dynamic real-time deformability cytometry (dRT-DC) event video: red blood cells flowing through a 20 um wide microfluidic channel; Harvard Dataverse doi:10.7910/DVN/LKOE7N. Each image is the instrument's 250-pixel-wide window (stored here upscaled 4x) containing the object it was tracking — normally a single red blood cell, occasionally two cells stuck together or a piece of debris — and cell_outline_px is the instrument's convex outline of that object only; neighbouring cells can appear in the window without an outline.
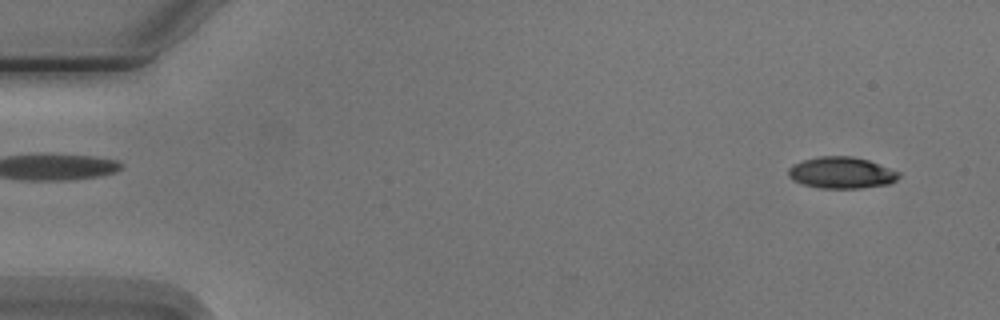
{"species": "Egyptian fruit bat (a non-hibernating species)", "species_latin": "Rousettus aegyptiacus", "temperature_condition": "cold", "stored_images_in_passage": 7, "camera_frame_rate_fps": 3000, "um_per_image_px": 0.085, "animal": {"sex": "male"}, "frame": {"image": 1, "passage_image": 1, "time_ms": 0.0, "image_size_px": [1000, 320], "cell_outline_px": [[900, 176], [896, 180], [888, 184], [860, 188], [820, 188], [804, 184], [792, 180], [788, 176], [788, 168], [792, 164], [804, 160], [820, 156], [852, 156], [868, 160], [900, 172]], "centroid_in_image_um": [71.51, 14.68], "position_along_channel_um": 13.5, "area_um2": 20.23}}
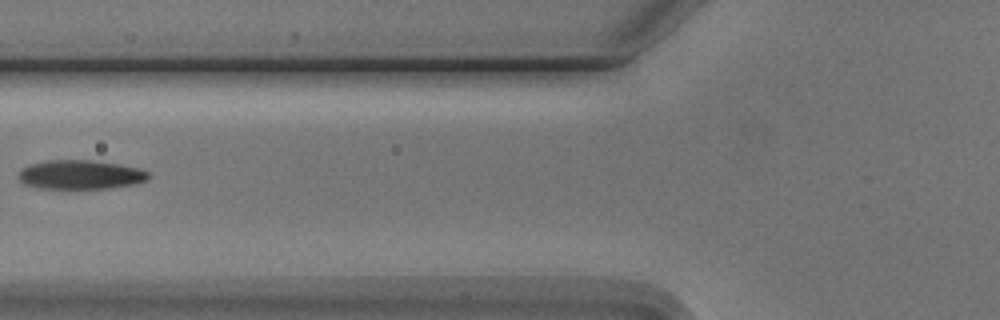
{"frame": {"image": 2, "passage_image": 6, "time_ms": 6.0, "image_size_px": [1000, 320], "cell_outline_px": [[148, 180], [136, 184], [108, 188], [40, 188], [24, 184], [16, 176], [24, 168], [32, 164], [48, 160], [92, 160], [120, 164], [140, 168], [148, 172]], "centroid_in_image_um": [6.87, 14.84], "position_along_channel_um": 118.9, "area_um2": 21.96}}
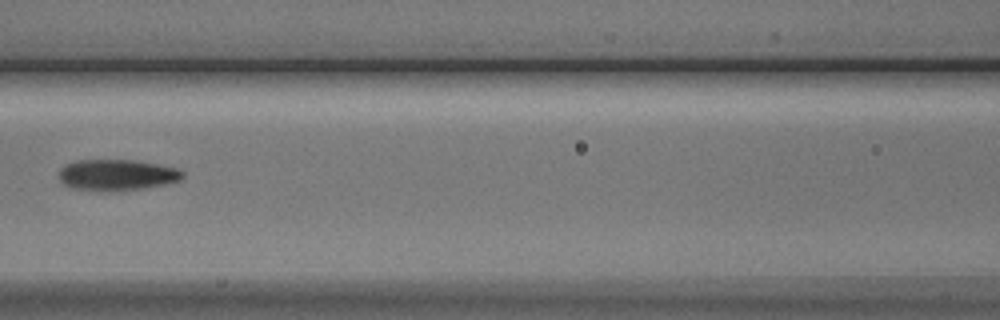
{"frame": {"image": 3, "passage_image": 7, "time_ms": 7.0, "image_size_px": [1000, 320], "cell_outline_px": [[184, 176], [180, 180], [164, 184], [144, 188], [72, 188], [64, 184], [60, 180], [60, 168], [64, 164], [76, 160], [132, 160], [156, 164], [176, 168], [184, 172]], "centroid_in_image_um": [9.94, 14.81], "position_along_channel_um": 156.7, "area_um2": 21.39}}